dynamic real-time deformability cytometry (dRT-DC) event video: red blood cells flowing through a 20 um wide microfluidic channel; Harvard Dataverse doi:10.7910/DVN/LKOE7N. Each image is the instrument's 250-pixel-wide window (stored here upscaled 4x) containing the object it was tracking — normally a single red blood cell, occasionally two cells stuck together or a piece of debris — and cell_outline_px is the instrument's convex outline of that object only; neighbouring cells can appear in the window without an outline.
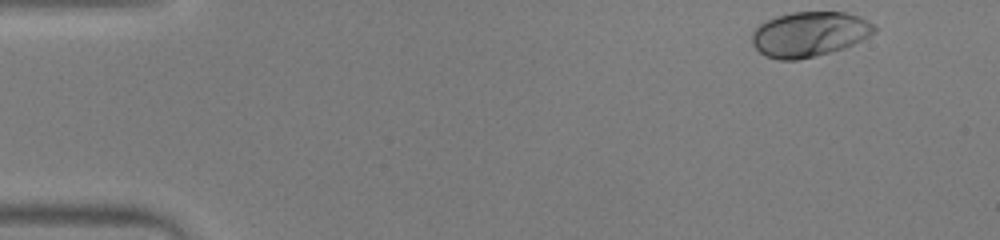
{"species": "human", "species_latin": "Homo sapiens", "temperature_condition": "warm", "stored_images_in_passage": 49, "camera_frame_rate_fps": 3000, "um_per_image_px": 0.085, "donor": {"sex": "male"}, "frame": {"image": 1, "passage_image": 1, "time_ms": 0.0, "image_size_px": [1000, 240], "cell_outline_px": [[876, 32], [844, 48], [796, 60], [780, 60], [764, 56], [752, 44], [752, 32], [760, 24], [776, 16], [792, 12], [844, 12], [860, 16], [868, 20], [876, 28]], "centroid_in_image_um": [68.78, 2.89], "position_along_channel_um": 16.2, "area_um2": 31.85}}
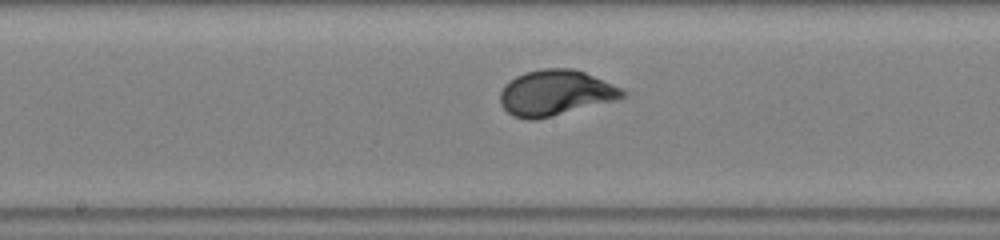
{"frame": {"image": 2, "passage_image": 24, "time_ms": 7.667, "image_size_px": [1000, 240], "cell_outline_px": [[628, 96], [616, 100], [552, 116], [532, 120], [528, 120], [512, 116], [500, 104], [500, 92], [504, 84], [508, 80], [524, 72], [544, 68], [572, 68], [584, 72], [620, 88], [628, 92]], "centroid_in_image_um": [47.18, 7.89], "position_along_channel_um": 201.0, "area_um2": 32.48}}
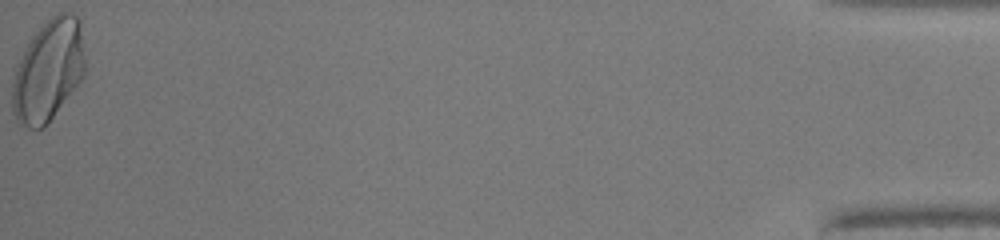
{"frame": {"image": 3, "passage_image": 49, "time_ms": 16.0, "image_size_px": [1000, 240], "cell_outline_px": [[84, 76], [48, 124], [44, 128], [28, 128], [16, 120], [12, 112], [12, 84], [16, 68], [28, 44], [36, 32], [56, 12], [72, 12], [80, 20], [84, 60]], "centroid_in_image_um": [4.11, 6.02], "position_along_channel_um": 431.1, "area_um2": 42.66}, "authors_computed_cell_mechanics": {"area_um2": 31.79, "velocity_mm_per_s": 3.9494, "shape_relaxation_time_tau1_ms": 2.3227, "shape_relaxation_time_tau2_ms": null, "deformation_change_tau1": 0.164, "deformation_change_tau2": null}}